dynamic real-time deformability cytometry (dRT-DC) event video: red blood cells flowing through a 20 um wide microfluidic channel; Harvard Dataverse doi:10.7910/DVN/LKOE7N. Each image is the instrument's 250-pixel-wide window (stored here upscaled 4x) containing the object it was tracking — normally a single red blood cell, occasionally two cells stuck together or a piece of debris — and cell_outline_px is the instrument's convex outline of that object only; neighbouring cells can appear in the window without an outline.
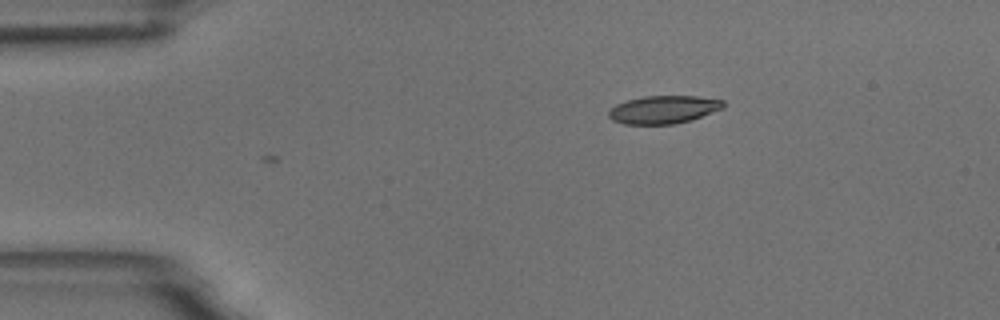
{"species": "common noctule bat (a hibernating species)", "species_latin": "Nyctalus noctula", "temperature_condition": "room temperature", "stored_images_in_passage": 2, "camera_frame_rate_fps": 3000, "um_per_image_px": 0.085, "animal": {"sex": "male", "body_mass_g": 18.8}, "frame": {"image": 1, "passage_image": 1, "time_ms": 0.0, "image_size_px": [1000, 320], "cell_outline_px": [[724, 108], [692, 120], [672, 124], [624, 124], [612, 120], [608, 116], [608, 112], [616, 104], [628, 100], [644, 96], [696, 96], [724, 100]], "centroid_in_image_um": [56.42, 9.31], "position_along_channel_um": 28.6, "area_um2": 18.67}}